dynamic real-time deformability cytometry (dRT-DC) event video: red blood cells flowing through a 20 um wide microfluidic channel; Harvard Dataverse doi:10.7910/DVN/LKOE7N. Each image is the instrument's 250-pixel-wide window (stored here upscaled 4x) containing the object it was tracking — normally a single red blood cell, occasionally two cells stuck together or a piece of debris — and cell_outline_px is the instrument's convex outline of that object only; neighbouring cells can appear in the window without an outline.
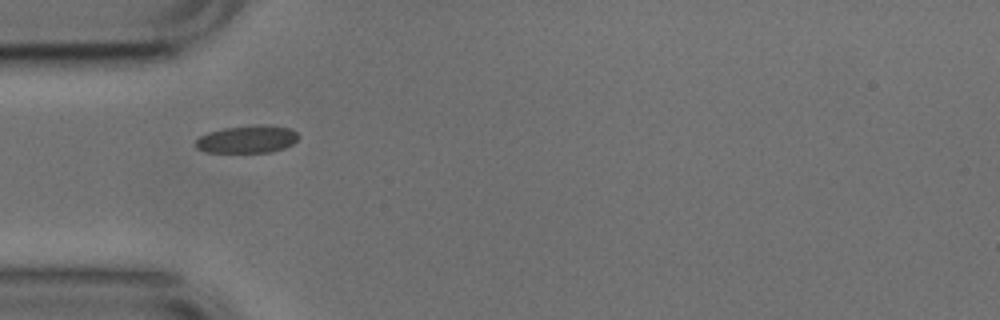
{"species": "common noctule bat (a hibernating species)", "species_latin": "Nyctalus noctula", "temperature_condition": "cold", "stored_images_in_passage": 3, "camera_frame_rate_fps": 3000, "um_per_image_px": 0.085, "animal": {"sex": "male", "body_mass_g": 17.9, "forearm_length_mm": 54.2}, "frame": {"image": 1, "passage_image": 1, "time_ms": 0.0, "image_size_px": [1000, 320], "cell_outline_px": [[300, 136], [292, 144], [284, 148], [272, 152], [204, 152], [196, 148], [196, 140], [200, 136], [208, 132], [224, 128], [256, 124], [268, 124], [292, 128]], "centroid_in_image_um": [21.04, 11.82], "position_along_channel_um": 64.0, "area_um2": 16.76}}